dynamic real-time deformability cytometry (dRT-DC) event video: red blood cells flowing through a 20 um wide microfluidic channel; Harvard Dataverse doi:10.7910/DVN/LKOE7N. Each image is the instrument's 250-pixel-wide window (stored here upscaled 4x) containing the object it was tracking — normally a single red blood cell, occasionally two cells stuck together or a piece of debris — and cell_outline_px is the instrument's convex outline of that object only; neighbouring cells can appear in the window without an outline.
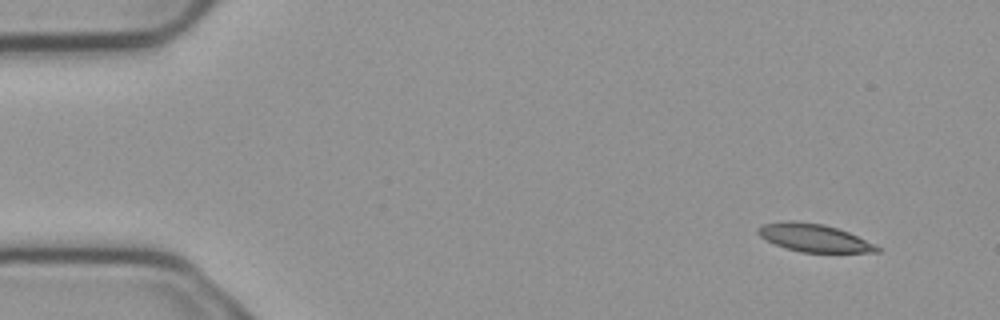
{"species": "common noctule bat (a hibernating species)", "species_latin": "Nyctalus noctula", "temperature_condition": "cold", "stored_images_in_passage": 5, "camera_frame_rate_fps": 3000, "um_per_image_px": 0.085, "animal": {"sex": "male", "body_mass_g": 23.1, "forearm_length_mm": 52.7}, "frame": {"image": 1, "passage_image": 1, "time_ms": 0.0, "image_size_px": [1000, 320], "cell_outline_px": [[880, 252], [800, 252], [776, 244], [760, 236], [756, 232], [756, 228], [764, 224], [788, 220], [824, 224], [848, 232], [880, 248]], "centroid_in_image_um": [69.14, 20.21], "position_along_channel_um": 15.9, "area_um2": 18.84}}
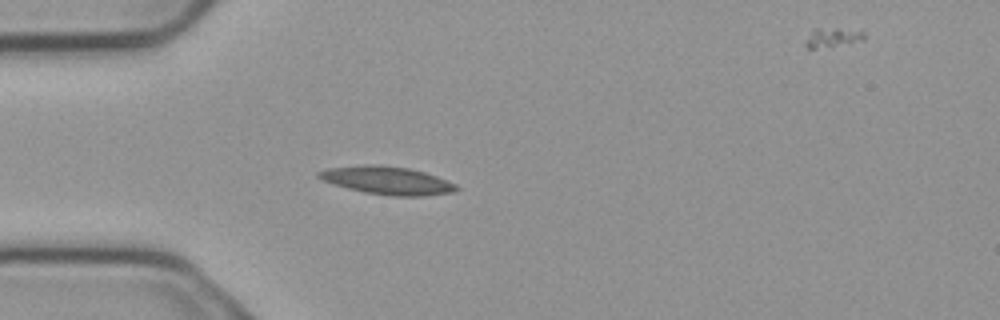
{"frame": {"image": 2, "passage_image": 4, "time_ms": 1.0, "image_size_px": [1000, 320], "cell_outline_px": [[460, 188], [456, 192], [424, 196], [392, 196], [364, 192], [332, 184], [316, 176], [316, 172], [328, 168], [364, 164], [376, 164], [408, 168], [424, 172], [436, 176], [456, 184]], "centroid_in_image_um": [32.92, 15.34], "position_along_channel_um": 52.1, "area_um2": 22.54}}